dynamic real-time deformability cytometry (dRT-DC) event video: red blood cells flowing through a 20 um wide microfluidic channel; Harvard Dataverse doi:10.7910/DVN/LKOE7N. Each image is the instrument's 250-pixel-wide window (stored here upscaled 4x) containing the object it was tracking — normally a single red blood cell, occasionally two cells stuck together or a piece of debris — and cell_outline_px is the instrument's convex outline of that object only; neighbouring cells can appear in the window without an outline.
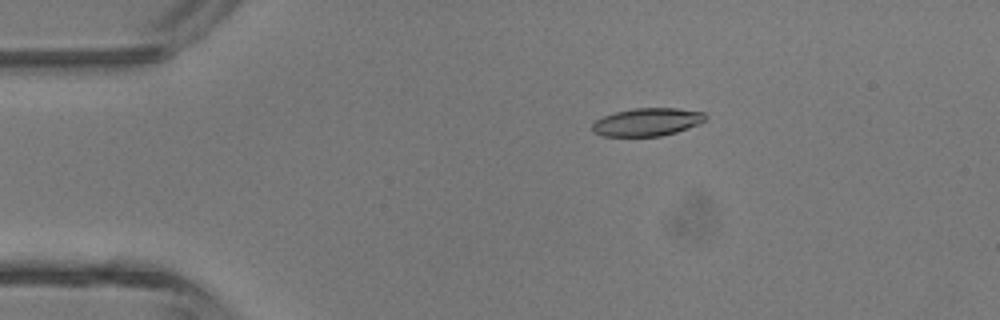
{"species": "common noctule bat (a hibernating species)", "species_latin": "Nyctalus noctula", "temperature_condition": "room temperature", "stored_images_in_passage": 4, "camera_frame_rate_fps": 3000, "um_per_image_px": 0.085, "animal": {"sex": "male", "body_mass_g": 13.3}, "frame": {"image": 1, "passage_image": 3, "time_ms": 2.333, "image_size_px": [1000, 320], "cell_outline_px": [[708, 120], [700, 124], [676, 132], [660, 136], [600, 136], [592, 132], [592, 124], [596, 120], [604, 116], [616, 112], [632, 108], [676, 108], [704, 112], [708, 116]], "centroid_in_image_um": [55.04, 10.37], "position_along_channel_um": 30.0, "area_um2": 18.61}}